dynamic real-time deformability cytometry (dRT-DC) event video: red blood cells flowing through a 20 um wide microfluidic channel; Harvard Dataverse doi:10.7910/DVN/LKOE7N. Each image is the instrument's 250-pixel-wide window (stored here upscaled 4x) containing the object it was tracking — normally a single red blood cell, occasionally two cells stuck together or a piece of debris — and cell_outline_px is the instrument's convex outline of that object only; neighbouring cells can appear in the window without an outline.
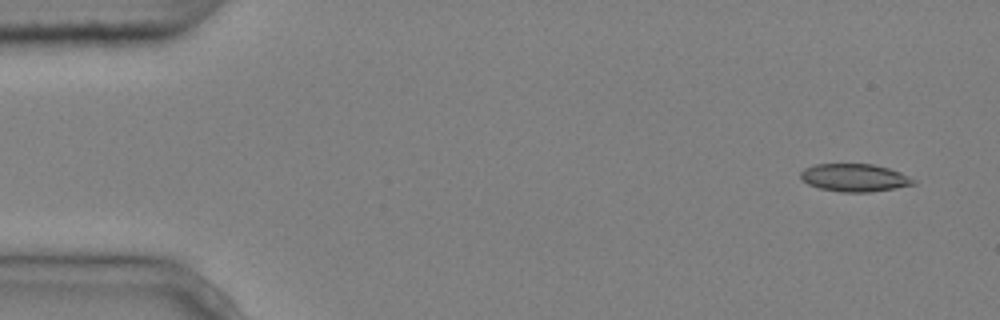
{"species": "common noctule bat (a hibernating species)", "species_latin": "Nyctalus noctula", "temperature_condition": "cold", "stored_images_in_passage": 5, "camera_frame_rate_fps": 3000, "um_per_image_px": 0.085, "animal": {"sex": "male", "body_mass_g": 20.4}, "frame": {"image": 1, "passage_image": 1, "time_ms": 0.0, "image_size_px": [1000, 320], "cell_outline_px": [[916, 184], [868, 192], [840, 192], [820, 188], [808, 184], [800, 176], [800, 172], [804, 168], [816, 164], [872, 164], [888, 168], [900, 172], [916, 180]], "centroid_in_image_um": [72.62, 15.1], "position_along_channel_um": 12.4, "area_um2": 18.09}}
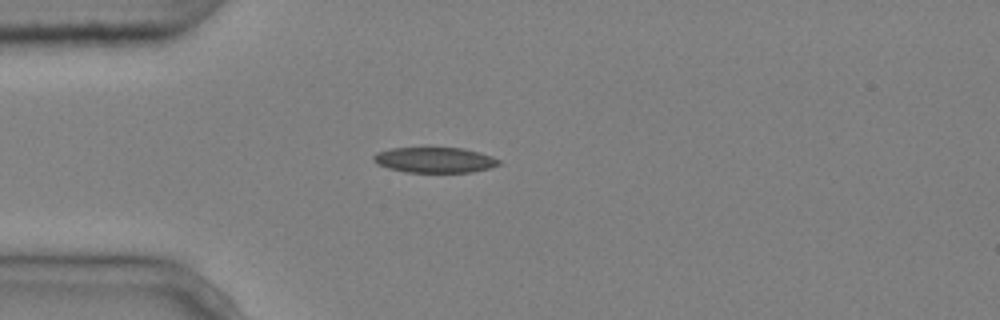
{"frame": {"image": 2, "passage_image": 4, "time_ms": 1.0, "image_size_px": [1000, 320], "cell_outline_px": [[500, 164], [492, 168], [472, 172], [404, 172], [388, 168], [376, 164], [372, 160], [372, 156], [376, 152], [392, 148], [424, 144], [464, 148], [480, 152], [492, 156], [500, 160]], "centroid_in_image_um": [36.91, 13.54], "position_along_channel_um": 48.1, "area_um2": 19.83}}